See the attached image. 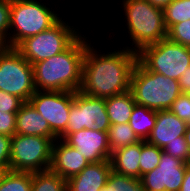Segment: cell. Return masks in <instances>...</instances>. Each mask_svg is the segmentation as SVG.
Instances as JSON below:
<instances>
[{"instance_id": "277c9868", "label": "cell", "mask_w": 190, "mask_h": 191, "mask_svg": "<svg viewBox=\"0 0 190 191\" xmlns=\"http://www.w3.org/2000/svg\"><path fill=\"white\" fill-rule=\"evenodd\" d=\"M128 33L135 44L131 48L139 52L144 46L167 38V28L162 9L154 7L146 0H123Z\"/></svg>"}, {"instance_id": "8fae6325", "label": "cell", "mask_w": 190, "mask_h": 191, "mask_svg": "<svg viewBox=\"0 0 190 191\" xmlns=\"http://www.w3.org/2000/svg\"><path fill=\"white\" fill-rule=\"evenodd\" d=\"M73 100L74 92L72 91L36 90L28 102L41 114L51 130L59 137L67 128Z\"/></svg>"}, {"instance_id": "30bf717a", "label": "cell", "mask_w": 190, "mask_h": 191, "mask_svg": "<svg viewBox=\"0 0 190 191\" xmlns=\"http://www.w3.org/2000/svg\"><path fill=\"white\" fill-rule=\"evenodd\" d=\"M110 125L105 98L93 97L75 91L67 128L59 136V139L64 140L69 134L83 129L95 128L98 131L108 132Z\"/></svg>"}, {"instance_id": "e575fe53", "label": "cell", "mask_w": 190, "mask_h": 191, "mask_svg": "<svg viewBox=\"0 0 190 191\" xmlns=\"http://www.w3.org/2000/svg\"><path fill=\"white\" fill-rule=\"evenodd\" d=\"M179 191H190V166L189 165L187 166L183 183Z\"/></svg>"}, {"instance_id": "9a60e30c", "label": "cell", "mask_w": 190, "mask_h": 191, "mask_svg": "<svg viewBox=\"0 0 190 191\" xmlns=\"http://www.w3.org/2000/svg\"><path fill=\"white\" fill-rule=\"evenodd\" d=\"M62 140V141H61ZM53 142L50 170L64 179L80 173L90 162L63 139ZM59 144V145H56Z\"/></svg>"}, {"instance_id": "4316f807", "label": "cell", "mask_w": 190, "mask_h": 191, "mask_svg": "<svg viewBox=\"0 0 190 191\" xmlns=\"http://www.w3.org/2000/svg\"><path fill=\"white\" fill-rule=\"evenodd\" d=\"M167 38L170 41L190 48V19L173 24L167 30Z\"/></svg>"}, {"instance_id": "7c38bea8", "label": "cell", "mask_w": 190, "mask_h": 191, "mask_svg": "<svg viewBox=\"0 0 190 191\" xmlns=\"http://www.w3.org/2000/svg\"><path fill=\"white\" fill-rule=\"evenodd\" d=\"M188 165L162 151L158 166L140 178L144 191H179Z\"/></svg>"}, {"instance_id": "cb8c5ba5", "label": "cell", "mask_w": 190, "mask_h": 191, "mask_svg": "<svg viewBox=\"0 0 190 191\" xmlns=\"http://www.w3.org/2000/svg\"><path fill=\"white\" fill-rule=\"evenodd\" d=\"M167 30L173 25L190 19V0H173L164 10Z\"/></svg>"}, {"instance_id": "d6a6232c", "label": "cell", "mask_w": 190, "mask_h": 191, "mask_svg": "<svg viewBox=\"0 0 190 191\" xmlns=\"http://www.w3.org/2000/svg\"><path fill=\"white\" fill-rule=\"evenodd\" d=\"M11 137L0 134V167L10 168Z\"/></svg>"}, {"instance_id": "d590c367", "label": "cell", "mask_w": 190, "mask_h": 191, "mask_svg": "<svg viewBox=\"0 0 190 191\" xmlns=\"http://www.w3.org/2000/svg\"><path fill=\"white\" fill-rule=\"evenodd\" d=\"M154 7L164 10L173 0H146Z\"/></svg>"}, {"instance_id": "5b68a950", "label": "cell", "mask_w": 190, "mask_h": 191, "mask_svg": "<svg viewBox=\"0 0 190 191\" xmlns=\"http://www.w3.org/2000/svg\"><path fill=\"white\" fill-rule=\"evenodd\" d=\"M10 27L14 33L9 38V47L15 48L24 39L49 29L59 15L35 0H11Z\"/></svg>"}, {"instance_id": "836d02e7", "label": "cell", "mask_w": 190, "mask_h": 191, "mask_svg": "<svg viewBox=\"0 0 190 191\" xmlns=\"http://www.w3.org/2000/svg\"><path fill=\"white\" fill-rule=\"evenodd\" d=\"M180 91L182 94H190V67L178 79Z\"/></svg>"}, {"instance_id": "44dd1931", "label": "cell", "mask_w": 190, "mask_h": 191, "mask_svg": "<svg viewBox=\"0 0 190 191\" xmlns=\"http://www.w3.org/2000/svg\"><path fill=\"white\" fill-rule=\"evenodd\" d=\"M31 191H67V182L50 169L33 172Z\"/></svg>"}, {"instance_id": "1f68e13d", "label": "cell", "mask_w": 190, "mask_h": 191, "mask_svg": "<svg viewBox=\"0 0 190 191\" xmlns=\"http://www.w3.org/2000/svg\"><path fill=\"white\" fill-rule=\"evenodd\" d=\"M0 134L10 137L16 134V113L0 110Z\"/></svg>"}, {"instance_id": "7a4b0ae2", "label": "cell", "mask_w": 190, "mask_h": 191, "mask_svg": "<svg viewBox=\"0 0 190 191\" xmlns=\"http://www.w3.org/2000/svg\"><path fill=\"white\" fill-rule=\"evenodd\" d=\"M86 36L81 35L63 52L32 65L39 91H79L82 83Z\"/></svg>"}, {"instance_id": "7402d4cb", "label": "cell", "mask_w": 190, "mask_h": 191, "mask_svg": "<svg viewBox=\"0 0 190 191\" xmlns=\"http://www.w3.org/2000/svg\"><path fill=\"white\" fill-rule=\"evenodd\" d=\"M139 141L141 139L132 130L129 123L110 125L108 130V144L111 152Z\"/></svg>"}, {"instance_id": "484cf974", "label": "cell", "mask_w": 190, "mask_h": 191, "mask_svg": "<svg viewBox=\"0 0 190 191\" xmlns=\"http://www.w3.org/2000/svg\"><path fill=\"white\" fill-rule=\"evenodd\" d=\"M106 185L110 186V191H144L140 179L125 176L113 170H111Z\"/></svg>"}, {"instance_id": "5bb4252c", "label": "cell", "mask_w": 190, "mask_h": 191, "mask_svg": "<svg viewBox=\"0 0 190 191\" xmlns=\"http://www.w3.org/2000/svg\"><path fill=\"white\" fill-rule=\"evenodd\" d=\"M187 126V122L181 120L170 110H159L155 126L145 141L160 149L174 141H186L184 134Z\"/></svg>"}, {"instance_id": "3957f363", "label": "cell", "mask_w": 190, "mask_h": 191, "mask_svg": "<svg viewBox=\"0 0 190 191\" xmlns=\"http://www.w3.org/2000/svg\"><path fill=\"white\" fill-rule=\"evenodd\" d=\"M130 91L136 104L152 110H169L182 94L178 80L149 71L139 60L130 81Z\"/></svg>"}, {"instance_id": "e0dca14e", "label": "cell", "mask_w": 190, "mask_h": 191, "mask_svg": "<svg viewBox=\"0 0 190 191\" xmlns=\"http://www.w3.org/2000/svg\"><path fill=\"white\" fill-rule=\"evenodd\" d=\"M16 134L43 136L50 138L53 142L59 139L48 122L29 102H24L16 113Z\"/></svg>"}, {"instance_id": "8d00e7d4", "label": "cell", "mask_w": 190, "mask_h": 191, "mask_svg": "<svg viewBox=\"0 0 190 191\" xmlns=\"http://www.w3.org/2000/svg\"><path fill=\"white\" fill-rule=\"evenodd\" d=\"M184 137H185V140L188 145L189 152H190V123H188Z\"/></svg>"}, {"instance_id": "52a82bcc", "label": "cell", "mask_w": 190, "mask_h": 191, "mask_svg": "<svg viewBox=\"0 0 190 191\" xmlns=\"http://www.w3.org/2000/svg\"><path fill=\"white\" fill-rule=\"evenodd\" d=\"M138 60L149 71L178 80L190 67V48L165 38L144 46L138 52Z\"/></svg>"}, {"instance_id": "ba28073f", "label": "cell", "mask_w": 190, "mask_h": 191, "mask_svg": "<svg viewBox=\"0 0 190 191\" xmlns=\"http://www.w3.org/2000/svg\"><path fill=\"white\" fill-rule=\"evenodd\" d=\"M0 90L23 102L36 91L33 67L15 48L0 47Z\"/></svg>"}, {"instance_id": "9c48e42d", "label": "cell", "mask_w": 190, "mask_h": 191, "mask_svg": "<svg viewBox=\"0 0 190 191\" xmlns=\"http://www.w3.org/2000/svg\"><path fill=\"white\" fill-rule=\"evenodd\" d=\"M53 141L43 136L11 137L10 170L39 172L50 168Z\"/></svg>"}, {"instance_id": "4dcf8cb0", "label": "cell", "mask_w": 190, "mask_h": 191, "mask_svg": "<svg viewBox=\"0 0 190 191\" xmlns=\"http://www.w3.org/2000/svg\"><path fill=\"white\" fill-rule=\"evenodd\" d=\"M24 102L7 92L0 90V110L8 113H17Z\"/></svg>"}, {"instance_id": "f1b7e54d", "label": "cell", "mask_w": 190, "mask_h": 191, "mask_svg": "<svg viewBox=\"0 0 190 191\" xmlns=\"http://www.w3.org/2000/svg\"><path fill=\"white\" fill-rule=\"evenodd\" d=\"M169 110L181 120L190 123V94H181Z\"/></svg>"}, {"instance_id": "4fadbf2b", "label": "cell", "mask_w": 190, "mask_h": 191, "mask_svg": "<svg viewBox=\"0 0 190 191\" xmlns=\"http://www.w3.org/2000/svg\"><path fill=\"white\" fill-rule=\"evenodd\" d=\"M64 141L76 148L90 163L110 160L112 152L108 144V132L95 128L83 129L69 134Z\"/></svg>"}, {"instance_id": "603a6c76", "label": "cell", "mask_w": 190, "mask_h": 191, "mask_svg": "<svg viewBox=\"0 0 190 191\" xmlns=\"http://www.w3.org/2000/svg\"><path fill=\"white\" fill-rule=\"evenodd\" d=\"M32 173L7 170L0 181V191H31Z\"/></svg>"}, {"instance_id": "ffe728a7", "label": "cell", "mask_w": 190, "mask_h": 191, "mask_svg": "<svg viewBox=\"0 0 190 191\" xmlns=\"http://www.w3.org/2000/svg\"><path fill=\"white\" fill-rule=\"evenodd\" d=\"M157 111L135 104L129 125L141 140H146L155 126Z\"/></svg>"}, {"instance_id": "6da1fadb", "label": "cell", "mask_w": 190, "mask_h": 191, "mask_svg": "<svg viewBox=\"0 0 190 191\" xmlns=\"http://www.w3.org/2000/svg\"><path fill=\"white\" fill-rule=\"evenodd\" d=\"M96 51L87 45L79 91L93 97L108 98L130 90L138 53L129 47L108 54H97Z\"/></svg>"}, {"instance_id": "f35d334b", "label": "cell", "mask_w": 190, "mask_h": 191, "mask_svg": "<svg viewBox=\"0 0 190 191\" xmlns=\"http://www.w3.org/2000/svg\"><path fill=\"white\" fill-rule=\"evenodd\" d=\"M99 191H110V186L105 185Z\"/></svg>"}, {"instance_id": "f546056e", "label": "cell", "mask_w": 190, "mask_h": 191, "mask_svg": "<svg viewBox=\"0 0 190 191\" xmlns=\"http://www.w3.org/2000/svg\"><path fill=\"white\" fill-rule=\"evenodd\" d=\"M162 150L175 158L183 160L185 163L190 162V152L186 141L168 143Z\"/></svg>"}, {"instance_id": "83f0119b", "label": "cell", "mask_w": 190, "mask_h": 191, "mask_svg": "<svg viewBox=\"0 0 190 191\" xmlns=\"http://www.w3.org/2000/svg\"><path fill=\"white\" fill-rule=\"evenodd\" d=\"M10 5L11 0H0V47H9Z\"/></svg>"}, {"instance_id": "d6986e66", "label": "cell", "mask_w": 190, "mask_h": 191, "mask_svg": "<svg viewBox=\"0 0 190 191\" xmlns=\"http://www.w3.org/2000/svg\"><path fill=\"white\" fill-rule=\"evenodd\" d=\"M135 104L136 102L130 90L105 98V105L110 123H129Z\"/></svg>"}, {"instance_id": "d4e9b609", "label": "cell", "mask_w": 190, "mask_h": 191, "mask_svg": "<svg viewBox=\"0 0 190 191\" xmlns=\"http://www.w3.org/2000/svg\"><path fill=\"white\" fill-rule=\"evenodd\" d=\"M162 151L159 147L141 140V154L139 158L140 178L158 166Z\"/></svg>"}, {"instance_id": "ac0fdd59", "label": "cell", "mask_w": 190, "mask_h": 191, "mask_svg": "<svg viewBox=\"0 0 190 191\" xmlns=\"http://www.w3.org/2000/svg\"><path fill=\"white\" fill-rule=\"evenodd\" d=\"M141 141L116 149L110 157L111 169L119 174L140 179Z\"/></svg>"}, {"instance_id": "2e32d148", "label": "cell", "mask_w": 190, "mask_h": 191, "mask_svg": "<svg viewBox=\"0 0 190 191\" xmlns=\"http://www.w3.org/2000/svg\"><path fill=\"white\" fill-rule=\"evenodd\" d=\"M111 170L110 160L90 163L80 173L66 180L67 191H99L106 185Z\"/></svg>"}, {"instance_id": "8992f818", "label": "cell", "mask_w": 190, "mask_h": 191, "mask_svg": "<svg viewBox=\"0 0 190 191\" xmlns=\"http://www.w3.org/2000/svg\"><path fill=\"white\" fill-rule=\"evenodd\" d=\"M75 30L59 19L49 29L21 41L15 49L33 65L66 50L80 36Z\"/></svg>"}, {"instance_id": "74e56055", "label": "cell", "mask_w": 190, "mask_h": 191, "mask_svg": "<svg viewBox=\"0 0 190 191\" xmlns=\"http://www.w3.org/2000/svg\"><path fill=\"white\" fill-rule=\"evenodd\" d=\"M7 170H10V168H1V167H0V181H1L3 175L5 174V172H6Z\"/></svg>"}]
</instances>
